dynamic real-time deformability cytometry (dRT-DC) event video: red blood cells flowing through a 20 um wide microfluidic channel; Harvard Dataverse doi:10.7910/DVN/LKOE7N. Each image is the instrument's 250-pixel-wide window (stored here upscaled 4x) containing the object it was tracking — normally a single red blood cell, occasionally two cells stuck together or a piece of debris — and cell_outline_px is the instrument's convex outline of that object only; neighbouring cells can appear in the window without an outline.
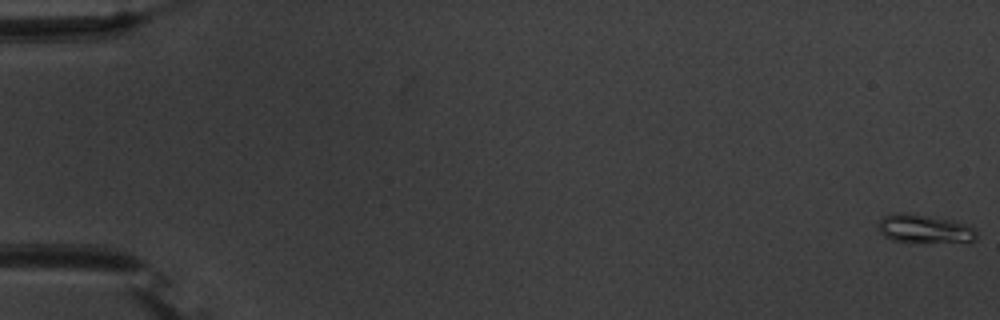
{"species": "common noctule bat (a hibernating species)", "species_latin": "Nyctalus noctula", "temperature_condition": "warm", "stored_images_in_passage": 56, "camera_frame_rate_fps": 3000, "um_per_image_px": 0.085, "animal": {"sex": "male", "body_mass_g": 20.1, "forearm_length_mm": 53.5}, "frame": {"image": 1, "passage_image": 1, "time_ms": 0.0, "image_size_px": [1000, 320], "cell_outline_px": [[976, 240], [908, 244], [892, 240], [884, 236], [880, 232], [876, 224], [884, 216], [892, 212], [900, 212], [956, 220], [972, 224], [976, 228]], "centroid_in_image_um": [78.57, 19.46], "position_along_channel_um": 6.4, "area_um2": 17.05}}
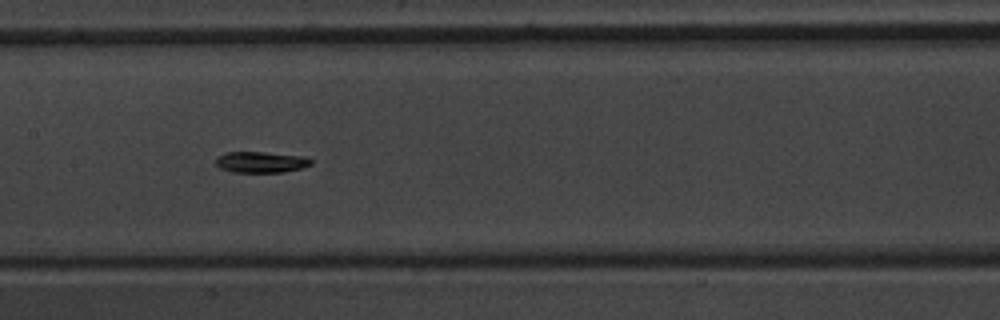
{"frame": {"image": 2, "passage_image": 29, "time_ms": 9.333, "image_size_px": [1000, 320], "cell_outline_px": [[312, 164], [300, 168], [284, 172], [232, 172], [220, 168], [216, 164], [216, 156], [224, 152], [264, 152], [304, 156], [312, 160]], "centroid_in_image_um": [22.15, 13.77], "position_along_channel_um": 185.2, "area_um2": 11.73}}
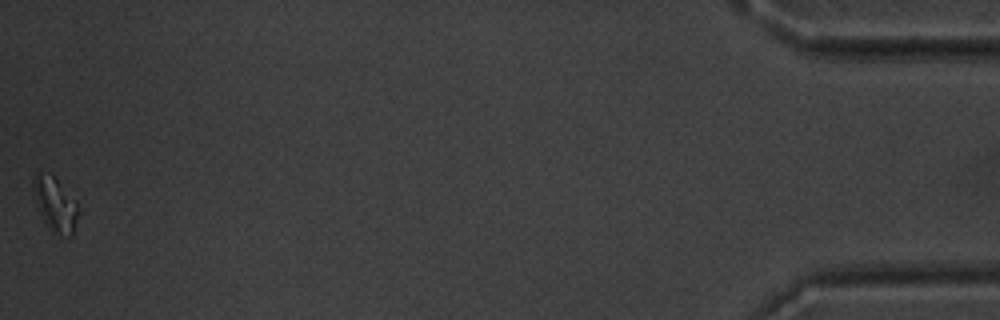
{"frame": {"image": 3, "passage_image": 56, "time_ms": 18.333, "image_size_px": [1000, 320], "cell_outline_px": [[80, 212], [72, 236], [60, 236], [52, 232], [48, 228], [40, 212], [32, 188], [32, 176], [36, 172], [40, 172], [52, 176], [76, 200]], "centroid_in_image_um": [4.71, 17.4], "position_along_channel_um": 430.5, "area_um2": 14.22}, "authors_computed_cell_mechanics": {"area_um2": 11.9935, "velocity_mm_per_s": 3.7128, "shape_relaxation_time_tau1_ms": 2.0117, "shape_relaxation_time_tau2_ms": null, "deformation_change_tau1": 0.1204, "deformation_change_tau2": null}}